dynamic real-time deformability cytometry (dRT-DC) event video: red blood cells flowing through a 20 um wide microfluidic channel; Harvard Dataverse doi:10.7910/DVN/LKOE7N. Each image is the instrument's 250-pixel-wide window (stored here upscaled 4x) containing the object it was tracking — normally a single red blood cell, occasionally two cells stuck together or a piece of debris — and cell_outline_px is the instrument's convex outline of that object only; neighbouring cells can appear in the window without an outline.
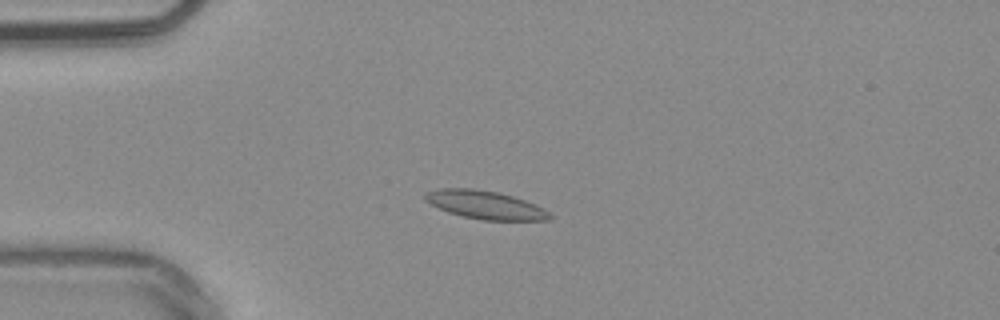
{"species": "common noctule bat (a hibernating species)", "species_latin": "Nyctalus noctula", "temperature_condition": "warm", "stored_images_in_passage": 43, "camera_frame_rate_fps": 3000, "um_per_image_px": 0.085, "animal": {"sex": "male", "body_mass_g": 20.4}, "frame": {"image": 1, "passage_image": 3, "time_ms": 0.667, "image_size_px": [1000, 320], "cell_outline_px": [[552, 220], [484, 220], [464, 216], [448, 212], [424, 200], [424, 192], [440, 188], [476, 188], [500, 192], [536, 204], [544, 208], [552, 216]], "centroid_in_image_um": [41.25, 17.4], "position_along_channel_um": 43.7, "area_um2": 20.58}}
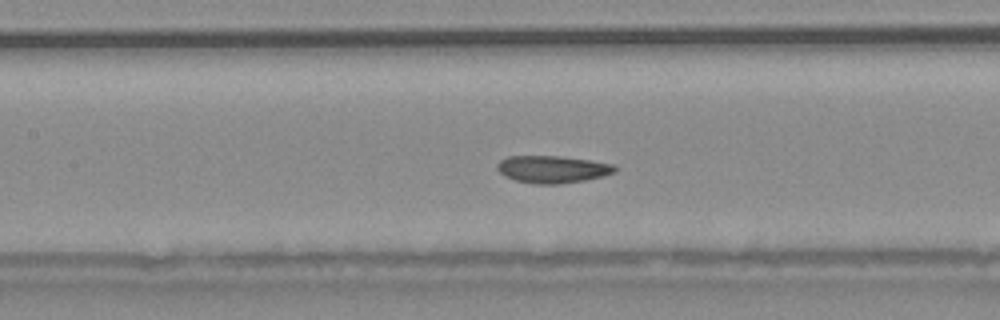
{"frame": {"image": 2, "passage_image": 14, "time_ms": 4.333, "image_size_px": [1000, 320], "cell_outline_px": [[616, 172], [604, 176], [584, 180], [556, 184], [536, 184], [516, 180], [504, 176], [496, 168], [496, 164], [500, 160], [508, 156], [560, 156], [592, 160], [612, 164], [616, 168]], "centroid_in_image_um": [46.95, 14.38], "position_along_channel_um": 160.5, "area_um2": 18.73}}
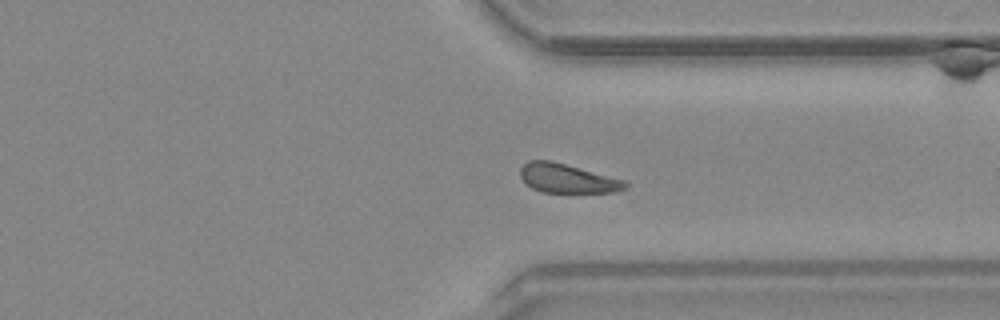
{"frame": {"image": 3, "passage_image": 30, "time_ms": 9.667, "image_size_px": [1000, 320], "cell_outline_px": [[628, 188], [616, 192], [540, 192], [532, 188], [520, 176], [520, 168], [528, 160], [552, 160], [628, 180]], "centroid_in_image_um": [48.29, 15.15], "position_along_channel_um": 363.1, "area_um2": 18.09}, "authors_computed_cell_mechanics": {"area_um2": 18.6116, "velocity_mm_per_s": 3.7912, "shape_relaxation_time_tau1_ms": null, "shape_relaxation_time_tau2_ms": 4.7541, "deformation_change_tau1": null, "deformation_change_tau2": 0.1027}}